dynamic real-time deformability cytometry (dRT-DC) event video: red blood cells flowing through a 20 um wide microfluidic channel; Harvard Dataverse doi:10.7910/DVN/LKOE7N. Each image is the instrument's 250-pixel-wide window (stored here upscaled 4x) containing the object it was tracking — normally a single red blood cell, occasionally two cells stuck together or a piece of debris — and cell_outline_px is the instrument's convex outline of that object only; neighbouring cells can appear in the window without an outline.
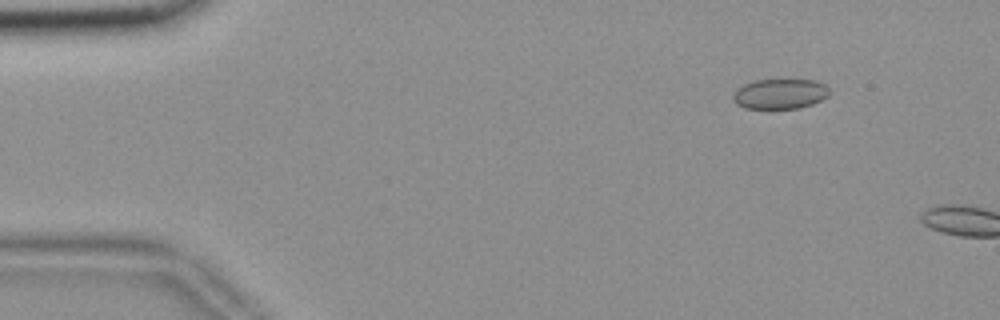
{"species": "common noctule bat (a hibernating species)", "species_latin": "Nyctalus noctula", "temperature_condition": "room temperature", "stored_images_in_passage": 5, "camera_frame_rate_fps": 3000, "um_per_image_px": 0.085, "animal": {"sex": "female", "body_mass_g": 18.4}, "frame": {"image": 1, "passage_image": 2, "time_ms": 0.333, "image_size_px": [1000, 320], "cell_outline_px": [[832, 92], [828, 96], [812, 104], [800, 108], [744, 108], [736, 104], [732, 100], [732, 96], [736, 88], [744, 84], [756, 80], [816, 80], [824, 84]], "centroid_in_image_um": [66.29, 7.98], "position_along_channel_um": 18.7, "area_um2": 16.99}}